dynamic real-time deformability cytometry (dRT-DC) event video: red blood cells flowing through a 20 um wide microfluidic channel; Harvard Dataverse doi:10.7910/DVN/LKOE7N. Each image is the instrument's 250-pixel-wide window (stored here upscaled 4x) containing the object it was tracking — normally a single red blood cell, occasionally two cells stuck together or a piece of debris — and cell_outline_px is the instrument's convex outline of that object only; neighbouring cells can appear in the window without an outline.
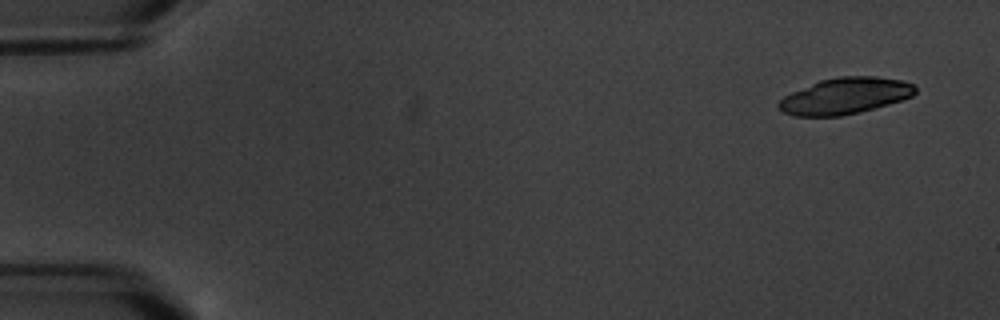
{"species": "common noctule bat (a hibernating species)", "species_latin": "Nyctalus noctula", "temperature_condition": "warm", "stored_images_in_passage": 4, "camera_frame_rate_fps": 3000, "um_per_image_px": 0.085, "animal": {"sex": "male", "body_mass_g": 20.1, "forearm_length_mm": 53.5}, "frame": {"image": 1, "passage_image": 1, "time_ms": 0.0, "image_size_px": [1000, 320], "cell_outline_px": [[916, 92], [912, 96], [888, 104], [860, 112], [840, 116], [792, 116], [784, 112], [776, 104], [784, 96], [792, 92], [820, 80], [840, 76], [876, 76], [904, 80], [912, 84], [916, 88]], "centroid_in_image_um": [71.83, 8.15], "position_along_channel_um": 13.2, "area_um2": 28.78}}
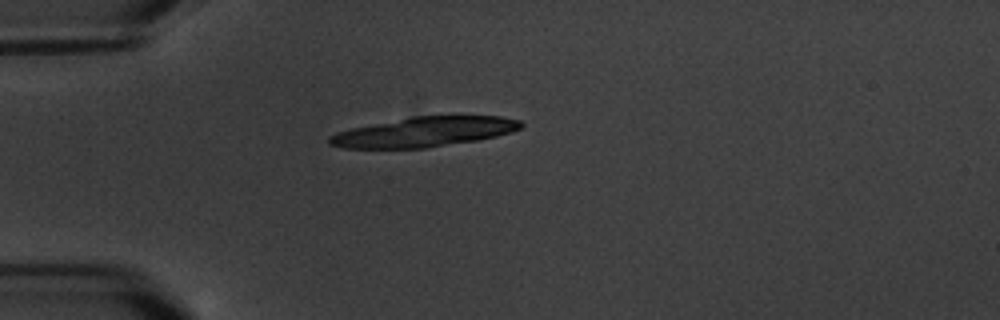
{"frame": {"image": 2, "passage_image": 4, "time_ms": 4.333, "image_size_px": [1000, 320], "cell_outline_px": [[524, 124], [520, 128], [512, 132], [496, 136], [476, 140], [424, 148], [344, 148], [328, 144], [328, 136], [336, 132], [352, 128], [412, 116], [500, 116], [520, 120]], "centroid_in_image_um": [36.04, 11.21], "position_along_channel_um": 49.0, "area_um2": 33.12}}